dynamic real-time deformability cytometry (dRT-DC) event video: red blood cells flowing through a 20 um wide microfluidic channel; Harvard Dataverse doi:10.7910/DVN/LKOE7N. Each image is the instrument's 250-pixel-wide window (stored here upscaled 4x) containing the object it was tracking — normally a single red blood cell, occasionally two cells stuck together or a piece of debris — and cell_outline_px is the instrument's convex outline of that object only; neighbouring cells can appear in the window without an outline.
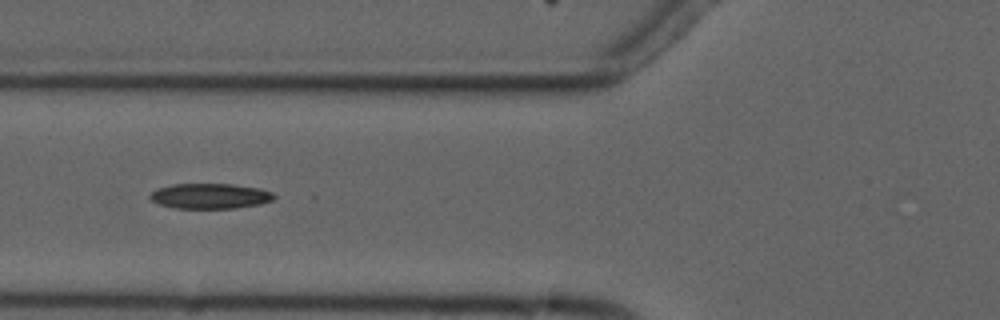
{"species": "common noctule bat (a hibernating species)", "species_latin": "Nyctalus noctula", "temperature_condition": "cold", "stored_images_in_passage": 8, "camera_frame_rate_fps": 3000, "um_per_image_px": 0.085, "animal": {"sex": "male", "forearm_length_mm": 52.5}, "frame": {"image": 1, "passage_image": 6, "time_ms": 6.667, "image_size_px": [1000, 320], "cell_outline_px": [[276, 196], [272, 200], [260, 204], [236, 208], [172, 208], [160, 204], [152, 200], [148, 196], [156, 188], [172, 184], [232, 184], [260, 188], [272, 192]], "centroid_in_image_um": [17.85, 16.66], "position_along_channel_um": 108.0, "area_um2": 18.32}}
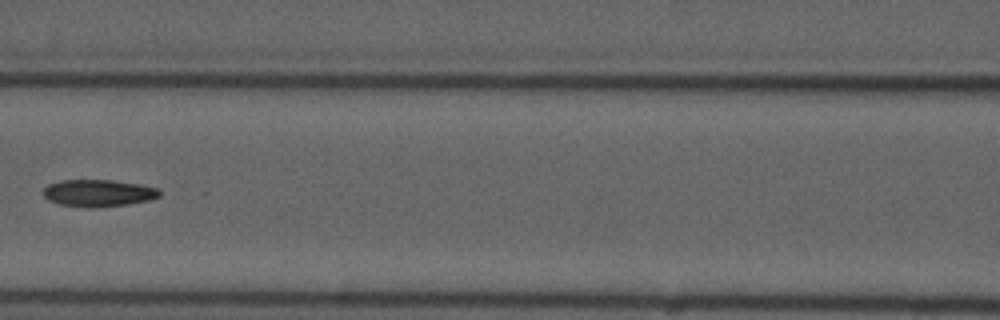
{"frame": {"image": 2, "passage_image": 7, "time_ms": 8.0, "image_size_px": [1000, 320], "cell_outline_px": [[160, 196], [148, 200], [128, 204], [60, 204], [48, 200], [44, 196], [44, 188], [48, 184], [60, 180], [112, 180], [140, 184], [160, 188]], "centroid_in_image_um": [8.39, 16.34], "position_along_channel_um": 158.2, "area_um2": 17.34}}
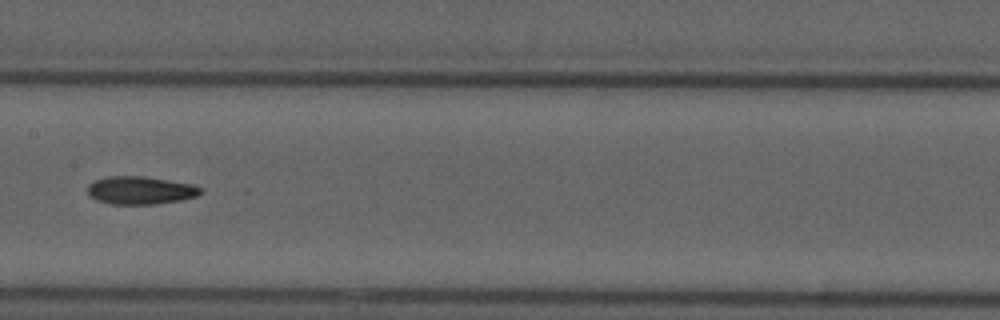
{"frame": {"image": 3, "passage_image": 8, "time_ms": 9.0, "image_size_px": [1000, 320], "cell_outline_px": [[204, 192], [196, 196], [180, 200], [156, 204], [112, 204], [96, 200], [88, 196], [88, 184], [96, 180], [108, 176], [144, 176], [192, 184], [204, 188]], "centroid_in_image_um": [11.95, 16.18], "position_along_channel_um": 195.5, "area_um2": 18.5}}